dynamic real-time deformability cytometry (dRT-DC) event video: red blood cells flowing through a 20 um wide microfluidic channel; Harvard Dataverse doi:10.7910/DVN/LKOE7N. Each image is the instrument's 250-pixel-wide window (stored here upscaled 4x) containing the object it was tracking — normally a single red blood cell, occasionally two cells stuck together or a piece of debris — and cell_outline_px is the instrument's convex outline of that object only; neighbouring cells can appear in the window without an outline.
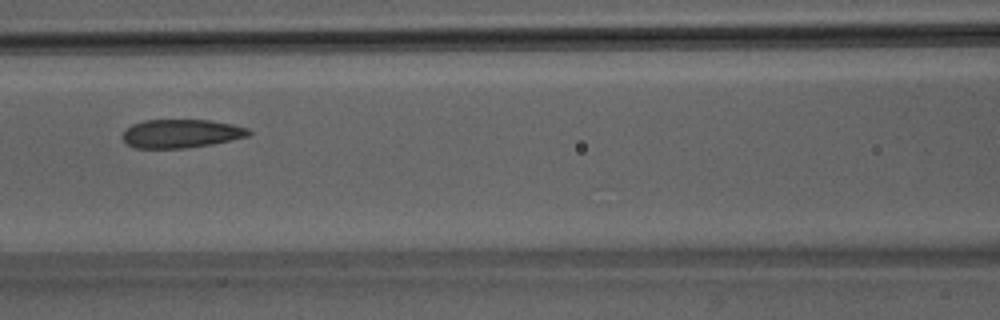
{"species": "Egyptian fruit bat (a non-hibernating species)", "species_latin": "Rousettus aegyptiacus", "temperature_condition": "room temperature", "stored_images_in_passage": 5, "camera_frame_rate_fps": 3000, "um_per_image_px": 0.085, "animal": {"sex": "male"}, "frame": {"image": 1, "passage_image": 5, "time_ms": 1.333, "image_size_px": [1000, 320], "cell_outline_px": [[252, 132], [248, 136], [212, 144], [188, 148], [136, 148], [128, 144], [120, 136], [132, 124], [144, 120], [208, 120], [232, 124], [248, 128]], "centroid_in_image_um": [15.39, 11.35], "position_along_channel_um": 151.2, "area_um2": 20.92}}